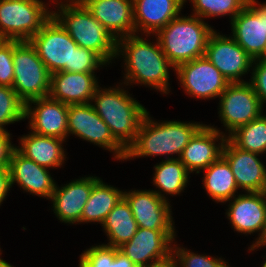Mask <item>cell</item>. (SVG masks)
Segmentation results:
<instances>
[{
	"instance_id": "1",
	"label": "cell",
	"mask_w": 266,
	"mask_h": 267,
	"mask_svg": "<svg viewBox=\"0 0 266 267\" xmlns=\"http://www.w3.org/2000/svg\"><path fill=\"white\" fill-rule=\"evenodd\" d=\"M149 41V42H148ZM151 42L138 34L117 40L116 59L124 58V86L145 85L163 94L170 93L169 70L175 66L168 60L156 38ZM122 55V57H121ZM170 67V68H169Z\"/></svg>"
},
{
	"instance_id": "2",
	"label": "cell",
	"mask_w": 266,
	"mask_h": 267,
	"mask_svg": "<svg viewBox=\"0 0 266 267\" xmlns=\"http://www.w3.org/2000/svg\"><path fill=\"white\" fill-rule=\"evenodd\" d=\"M151 118L147 111L139 125L134 142L126 150L124 160L162 155H166V160L175 159L173 154L179 159L190 139L204 125L195 121L157 122Z\"/></svg>"
},
{
	"instance_id": "3",
	"label": "cell",
	"mask_w": 266,
	"mask_h": 267,
	"mask_svg": "<svg viewBox=\"0 0 266 267\" xmlns=\"http://www.w3.org/2000/svg\"><path fill=\"white\" fill-rule=\"evenodd\" d=\"M122 84L113 88L99 86L91 104L113 137L127 150L136 138L147 109L130 95L128 89L124 90Z\"/></svg>"
},
{
	"instance_id": "4",
	"label": "cell",
	"mask_w": 266,
	"mask_h": 267,
	"mask_svg": "<svg viewBox=\"0 0 266 267\" xmlns=\"http://www.w3.org/2000/svg\"><path fill=\"white\" fill-rule=\"evenodd\" d=\"M215 31L203 19L178 16L159 30L155 37L162 51L175 68L205 55L210 35Z\"/></svg>"
},
{
	"instance_id": "5",
	"label": "cell",
	"mask_w": 266,
	"mask_h": 267,
	"mask_svg": "<svg viewBox=\"0 0 266 267\" xmlns=\"http://www.w3.org/2000/svg\"><path fill=\"white\" fill-rule=\"evenodd\" d=\"M52 16L78 46L97 53L108 65L116 58L117 40L83 4H57Z\"/></svg>"
},
{
	"instance_id": "6",
	"label": "cell",
	"mask_w": 266,
	"mask_h": 267,
	"mask_svg": "<svg viewBox=\"0 0 266 267\" xmlns=\"http://www.w3.org/2000/svg\"><path fill=\"white\" fill-rule=\"evenodd\" d=\"M12 88L27 102L49 96L51 74L29 41L13 40Z\"/></svg>"
},
{
	"instance_id": "7",
	"label": "cell",
	"mask_w": 266,
	"mask_h": 267,
	"mask_svg": "<svg viewBox=\"0 0 266 267\" xmlns=\"http://www.w3.org/2000/svg\"><path fill=\"white\" fill-rule=\"evenodd\" d=\"M42 0H0V39L29 41L52 16Z\"/></svg>"
},
{
	"instance_id": "8",
	"label": "cell",
	"mask_w": 266,
	"mask_h": 267,
	"mask_svg": "<svg viewBox=\"0 0 266 267\" xmlns=\"http://www.w3.org/2000/svg\"><path fill=\"white\" fill-rule=\"evenodd\" d=\"M29 42L50 74L59 71L72 72L73 49L78 45L53 16Z\"/></svg>"
},
{
	"instance_id": "9",
	"label": "cell",
	"mask_w": 266,
	"mask_h": 267,
	"mask_svg": "<svg viewBox=\"0 0 266 267\" xmlns=\"http://www.w3.org/2000/svg\"><path fill=\"white\" fill-rule=\"evenodd\" d=\"M219 99V119L227 137L263 114L264 105L249 82L229 83Z\"/></svg>"
},
{
	"instance_id": "10",
	"label": "cell",
	"mask_w": 266,
	"mask_h": 267,
	"mask_svg": "<svg viewBox=\"0 0 266 267\" xmlns=\"http://www.w3.org/2000/svg\"><path fill=\"white\" fill-rule=\"evenodd\" d=\"M228 201L226 215L234 232L246 235L259 232L248 250L263 247L266 242V192H244Z\"/></svg>"
},
{
	"instance_id": "11",
	"label": "cell",
	"mask_w": 266,
	"mask_h": 267,
	"mask_svg": "<svg viewBox=\"0 0 266 267\" xmlns=\"http://www.w3.org/2000/svg\"><path fill=\"white\" fill-rule=\"evenodd\" d=\"M71 134L112 152L119 161L125 159L126 149L113 137L91 102L68 106V136Z\"/></svg>"
},
{
	"instance_id": "12",
	"label": "cell",
	"mask_w": 266,
	"mask_h": 267,
	"mask_svg": "<svg viewBox=\"0 0 266 267\" xmlns=\"http://www.w3.org/2000/svg\"><path fill=\"white\" fill-rule=\"evenodd\" d=\"M175 72L185 93L195 99L219 98L230 83L206 56L178 65Z\"/></svg>"
},
{
	"instance_id": "13",
	"label": "cell",
	"mask_w": 266,
	"mask_h": 267,
	"mask_svg": "<svg viewBox=\"0 0 266 267\" xmlns=\"http://www.w3.org/2000/svg\"><path fill=\"white\" fill-rule=\"evenodd\" d=\"M175 238V230H153L139 227L131 240L120 246L118 250L137 267H151L172 258Z\"/></svg>"
},
{
	"instance_id": "14",
	"label": "cell",
	"mask_w": 266,
	"mask_h": 267,
	"mask_svg": "<svg viewBox=\"0 0 266 267\" xmlns=\"http://www.w3.org/2000/svg\"><path fill=\"white\" fill-rule=\"evenodd\" d=\"M231 37L253 58H266V2L248 0L231 21Z\"/></svg>"
},
{
	"instance_id": "15",
	"label": "cell",
	"mask_w": 266,
	"mask_h": 267,
	"mask_svg": "<svg viewBox=\"0 0 266 267\" xmlns=\"http://www.w3.org/2000/svg\"><path fill=\"white\" fill-rule=\"evenodd\" d=\"M206 58L230 82H247L242 76L252 69L253 58L231 37L215 30L205 49Z\"/></svg>"
},
{
	"instance_id": "16",
	"label": "cell",
	"mask_w": 266,
	"mask_h": 267,
	"mask_svg": "<svg viewBox=\"0 0 266 267\" xmlns=\"http://www.w3.org/2000/svg\"><path fill=\"white\" fill-rule=\"evenodd\" d=\"M138 227L153 230H175L171 204L149 190L124 191Z\"/></svg>"
},
{
	"instance_id": "17",
	"label": "cell",
	"mask_w": 266,
	"mask_h": 267,
	"mask_svg": "<svg viewBox=\"0 0 266 267\" xmlns=\"http://www.w3.org/2000/svg\"><path fill=\"white\" fill-rule=\"evenodd\" d=\"M68 106L50 96L27 102L25 104V120H29V129L39 135L67 141Z\"/></svg>"
},
{
	"instance_id": "18",
	"label": "cell",
	"mask_w": 266,
	"mask_h": 267,
	"mask_svg": "<svg viewBox=\"0 0 266 267\" xmlns=\"http://www.w3.org/2000/svg\"><path fill=\"white\" fill-rule=\"evenodd\" d=\"M226 139L220 129L204 124L190 139L179 159L190 174H199L222 155Z\"/></svg>"
},
{
	"instance_id": "19",
	"label": "cell",
	"mask_w": 266,
	"mask_h": 267,
	"mask_svg": "<svg viewBox=\"0 0 266 267\" xmlns=\"http://www.w3.org/2000/svg\"><path fill=\"white\" fill-rule=\"evenodd\" d=\"M222 156L231 167L238 189L266 192V168L260 161V154L241 150L227 138Z\"/></svg>"
},
{
	"instance_id": "20",
	"label": "cell",
	"mask_w": 266,
	"mask_h": 267,
	"mask_svg": "<svg viewBox=\"0 0 266 267\" xmlns=\"http://www.w3.org/2000/svg\"><path fill=\"white\" fill-rule=\"evenodd\" d=\"M99 179L97 176H85L61 187L56 184L50 201L53 203V211L58 220L65 224H80L84 206Z\"/></svg>"
},
{
	"instance_id": "21",
	"label": "cell",
	"mask_w": 266,
	"mask_h": 267,
	"mask_svg": "<svg viewBox=\"0 0 266 267\" xmlns=\"http://www.w3.org/2000/svg\"><path fill=\"white\" fill-rule=\"evenodd\" d=\"M8 169L11 187L17 183L20 188L32 195L47 198V200L51 198L56 182L51 177L49 168L37 165L15 149Z\"/></svg>"
},
{
	"instance_id": "22",
	"label": "cell",
	"mask_w": 266,
	"mask_h": 267,
	"mask_svg": "<svg viewBox=\"0 0 266 267\" xmlns=\"http://www.w3.org/2000/svg\"><path fill=\"white\" fill-rule=\"evenodd\" d=\"M82 4L116 40L136 34L133 0H85Z\"/></svg>"
},
{
	"instance_id": "23",
	"label": "cell",
	"mask_w": 266,
	"mask_h": 267,
	"mask_svg": "<svg viewBox=\"0 0 266 267\" xmlns=\"http://www.w3.org/2000/svg\"><path fill=\"white\" fill-rule=\"evenodd\" d=\"M98 87L95 73L59 71L51 74L49 96L67 105L86 104Z\"/></svg>"
},
{
	"instance_id": "24",
	"label": "cell",
	"mask_w": 266,
	"mask_h": 267,
	"mask_svg": "<svg viewBox=\"0 0 266 267\" xmlns=\"http://www.w3.org/2000/svg\"><path fill=\"white\" fill-rule=\"evenodd\" d=\"M185 0H133V20L136 34L153 36L172 19L178 17Z\"/></svg>"
},
{
	"instance_id": "25",
	"label": "cell",
	"mask_w": 266,
	"mask_h": 267,
	"mask_svg": "<svg viewBox=\"0 0 266 267\" xmlns=\"http://www.w3.org/2000/svg\"><path fill=\"white\" fill-rule=\"evenodd\" d=\"M18 140L20 144L16 146V149L37 165L54 169L61 168L66 161L67 157L63 148V142L66 141L63 139L39 135L31 131Z\"/></svg>"
},
{
	"instance_id": "26",
	"label": "cell",
	"mask_w": 266,
	"mask_h": 267,
	"mask_svg": "<svg viewBox=\"0 0 266 267\" xmlns=\"http://www.w3.org/2000/svg\"><path fill=\"white\" fill-rule=\"evenodd\" d=\"M203 171V186L213 201L225 203L238 195L234 174L222 155Z\"/></svg>"
},
{
	"instance_id": "27",
	"label": "cell",
	"mask_w": 266,
	"mask_h": 267,
	"mask_svg": "<svg viewBox=\"0 0 266 267\" xmlns=\"http://www.w3.org/2000/svg\"><path fill=\"white\" fill-rule=\"evenodd\" d=\"M101 226L109 241L104 245L117 249L130 241L139 228L131 208L124 198L109 212Z\"/></svg>"
},
{
	"instance_id": "28",
	"label": "cell",
	"mask_w": 266,
	"mask_h": 267,
	"mask_svg": "<svg viewBox=\"0 0 266 267\" xmlns=\"http://www.w3.org/2000/svg\"><path fill=\"white\" fill-rule=\"evenodd\" d=\"M123 191L108 185L101 178L94 184L84 206L80 223H102L109 212L123 198Z\"/></svg>"
},
{
	"instance_id": "29",
	"label": "cell",
	"mask_w": 266,
	"mask_h": 267,
	"mask_svg": "<svg viewBox=\"0 0 266 267\" xmlns=\"http://www.w3.org/2000/svg\"><path fill=\"white\" fill-rule=\"evenodd\" d=\"M154 170L152 183L159 190L152 191L157 193L160 198L169 201L167 195L175 196L184 192L190 173L180 159H164L154 166Z\"/></svg>"
},
{
	"instance_id": "30",
	"label": "cell",
	"mask_w": 266,
	"mask_h": 267,
	"mask_svg": "<svg viewBox=\"0 0 266 267\" xmlns=\"http://www.w3.org/2000/svg\"><path fill=\"white\" fill-rule=\"evenodd\" d=\"M227 138L241 150L260 155L266 153V115L238 127Z\"/></svg>"
},
{
	"instance_id": "31",
	"label": "cell",
	"mask_w": 266,
	"mask_h": 267,
	"mask_svg": "<svg viewBox=\"0 0 266 267\" xmlns=\"http://www.w3.org/2000/svg\"><path fill=\"white\" fill-rule=\"evenodd\" d=\"M79 267H137L117 248L99 244L92 246L79 258Z\"/></svg>"
},
{
	"instance_id": "32",
	"label": "cell",
	"mask_w": 266,
	"mask_h": 267,
	"mask_svg": "<svg viewBox=\"0 0 266 267\" xmlns=\"http://www.w3.org/2000/svg\"><path fill=\"white\" fill-rule=\"evenodd\" d=\"M193 5V13L201 19L211 17L230 16L232 19L240 13L247 5L248 0H189ZM187 2V0H185Z\"/></svg>"
},
{
	"instance_id": "33",
	"label": "cell",
	"mask_w": 266,
	"mask_h": 267,
	"mask_svg": "<svg viewBox=\"0 0 266 267\" xmlns=\"http://www.w3.org/2000/svg\"><path fill=\"white\" fill-rule=\"evenodd\" d=\"M25 103L12 87L0 85V131L8 132L5 125L24 121Z\"/></svg>"
},
{
	"instance_id": "34",
	"label": "cell",
	"mask_w": 266,
	"mask_h": 267,
	"mask_svg": "<svg viewBox=\"0 0 266 267\" xmlns=\"http://www.w3.org/2000/svg\"><path fill=\"white\" fill-rule=\"evenodd\" d=\"M172 259L178 267H221L225 260L222 257H213L210 255H200L179 247L176 243L172 246Z\"/></svg>"
},
{
	"instance_id": "35",
	"label": "cell",
	"mask_w": 266,
	"mask_h": 267,
	"mask_svg": "<svg viewBox=\"0 0 266 267\" xmlns=\"http://www.w3.org/2000/svg\"><path fill=\"white\" fill-rule=\"evenodd\" d=\"M107 63L94 51L77 46L73 49L72 72L95 73Z\"/></svg>"
},
{
	"instance_id": "36",
	"label": "cell",
	"mask_w": 266,
	"mask_h": 267,
	"mask_svg": "<svg viewBox=\"0 0 266 267\" xmlns=\"http://www.w3.org/2000/svg\"><path fill=\"white\" fill-rule=\"evenodd\" d=\"M13 40L0 42V85L12 87L14 79Z\"/></svg>"
},
{
	"instance_id": "37",
	"label": "cell",
	"mask_w": 266,
	"mask_h": 267,
	"mask_svg": "<svg viewBox=\"0 0 266 267\" xmlns=\"http://www.w3.org/2000/svg\"><path fill=\"white\" fill-rule=\"evenodd\" d=\"M251 71L252 76L248 82L264 105L266 103V58L254 59Z\"/></svg>"
},
{
	"instance_id": "38",
	"label": "cell",
	"mask_w": 266,
	"mask_h": 267,
	"mask_svg": "<svg viewBox=\"0 0 266 267\" xmlns=\"http://www.w3.org/2000/svg\"><path fill=\"white\" fill-rule=\"evenodd\" d=\"M10 139L9 132L0 131V167L8 168L12 153L16 149V145H13Z\"/></svg>"
},
{
	"instance_id": "39",
	"label": "cell",
	"mask_w": 266,
	"mask_h": 267,
	"mask_svg": "<svg viewBox=\"0 0 266 267\" xmlns=\"http://www.w3.org/2000/svg\"><path fill=\"white\" fill-rule=\"evenodd\" d=\"M11 187L9 169L0 167V206L6 199Z\"/></svg>"
},
{
	"instance_id": "40",
	"label": "cell",
	"mask_w": 266,
	"mask_h": 267,
	"mask_svg": "<svg viewBox=\"0 0 266 267\" xmlns=\"http://www.w3.org/2000/svg\"><path fill=\"white\" fill-rule=\"evenodd\" d=\"M61 2H59V0H53L52 3L54 4H82L85 0H60ZM63 1V2H62Z\"/></svg>"
},
{
	"instance_id": "41",
	"label": "cell",
	"mask_w": 266,
	"mask_h": 267,
	"mask_svg": "<svg viewBox=\"0 0 266 267\" xmlns=\"http://www.w3.org/2000/svg\"><path fill=\"white\" fill-rule=\"evenodd\" d=\"M151 267H178L176 262L171 258L170 260L164 262V263H161V264H158V265H154V266H151Z\"/></svg>"
},
{
	"instance_id": "42",
	"label": "cell",
	"mask_w": 266,
	"mask_h": 267,
	"mask_svg": "<svg viewBox=\"0 0 266 267\" xmlns=\"http://www.w3.org/2000/svg\"><path fill=\"white\" fill-rule=\"evenodd\" d=\"M2 254L1 250H0V255ZM0 267H14L11 264H9L8 262H6L5 260L2 259V257H0Z\"/></svg>"
},
{
	"instance_id": "43",
	"label": "cell",
	"mask_w": 266,
	"mask_h": 267,
	"mask_svg": "<svg viewBox=\"0 0 266 267\" xmlns=\"http://www.w3.org/2000/svg\"><path fill=\"white\" fill-rule=\"evenodd\" d=\"M221 267H230V265L228 264V262H225Z\"/></svg>"
},
{
	"instance_id": "44",
	"label": "cell",
	"mask_w": 266,
	"mask_h": 267,
	"mask_svg": "<svg viewBox=\"0 0 266 267\" xmlns=\"http://www.w3.org/2000/svg\"><path fill=\"white\" fill-rule=\"evenodd\" d=\"M266 259V258H265ZM262 267H266V260L263 262Z\"/></svg>"
}]
</instances>
